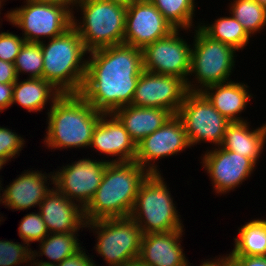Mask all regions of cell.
<instances>
[{
  "label": "cell",
  "instance_id": "obj_14",
  "mask_svg": "<svg viewBox=\"0 0 266 266\" xmlns=\"http://www.w3.org/2000/svg\"><path fill=\"white\" fill-rule=\"evenodd\" d=\"M190 148L182 121L173 115L163 126L136 144L135 162L150 174H161L158 165L161 159L181 155Z\"/></svg>",
  "mask_w": 266,
  "mask_h": 266
},
{
  "label": "cell",
  "instance_id": "obj_40",
  "mask_svg": "<svg viewBox=\"0 0 266 266\" xmlns=\"http://www.w3.org/2000/svg\"><path fill=\"white\" fill-rule=\"evenodd\" d=\"M38 3H48V4H74L76 0H31Z\"/></svg>",
  "mask_w": 266,
  "mask_h": 266
},
{
  "label": "cell",
  "instance_id": "obj_10",
  "mask_svg": "<svg viewBox=\"0 0 266 266\" xmlns=\"http://www.w3.org/2000/svg\"><path fill=\"white\" fill-rule=\"evenodd\" d=\"M176 115L182 121L191 147L197 148L202 143H210L214 148L221 146L230 121L201 92L188 91Z\"/></svg>",
  "mask_w": 266,
  "mask_h": 266
},
{
  "label": "cell",
  "instance_id": "obj_30",
  "mask_svg": "<svg viewBox=\"0 0 266 266\" xmlns=\"http://www.w3.org/2000/svg\"><path fill=\"white\" fill-rule=\"evenodd\" d=\"M18 78L21 74L27 78H42L43 55L40 43L25 42L14 62Z\"/></svg>",
  "mask_w": 266,
  "mask_h": 266
},
{
  "label": "cell",
  "instance_id": "obj_34",
  "mask_svg": "<svg viewBox=\"0 0 266 266\" xmlns=\"http://www.w3.org/2000/svg\"><path fill=\"white\" fill-rule=\"evenodd\" d=\"M25 39L13 32L0 31V59L14 63Z\"/></svg>",
  "mask_w": 266,
  "mask_h": 266
},
{
  "label": "cell",
  "instance_id": "obj_4",
  "mask_svg": "<svg viewBox=\"0 0 266 266\" xmlns=\"http://www.w3.org/2000/svg\"><path fill=\"white\" fill-rule=\"evenodd\" d=\"M43 55L42 78L62 94H80L88 51L72 26L60 36L40 43Z\"/></svg>",
  "mask_w": 266,
  "mask_h": 266
},
{
  "label": "cell",
  "instance_id": "obj_9",
  "mask_svg": "<svg viewBox=\"0 0 266 266\" xmlns=\"http://www.w3.org/2000/svg\"><path fill=\"white\" fill-rule=\"evenodd\" d=\"M85 229L95 234L93 250L99 254L97 257L102 256L106 266H122L138 259L143 233L131 217L86 222Z\"/></svg>",
  "mask_w": 266,
  "mask_h": 266
},
{
  "label": "cell",
  "instance_id": "obj_1",
  "mask_svg": "<svg viewBox=\"0 0 266 266\" xmlns=\"http://www.w3.org/2000/svg\"><path fill=\"white\" fill-rule=\"evenodd\" d=\"M143 71L142 49L120 44L90 51L80 95L95 110L112 114L131 105Z\"/></svg>",
  "mask_w": 266,
  "mask_h": 266
},
{
  "label": "cell",
  "instance_id": "obj_19",
  "mask_svg": "<svg viewBox=\"0 0 266 266\" xmlns=\"http://www.w3.org/2000/svg\"><path fill=\"white\" fill-rule=\"evenodd\" d=\"M185 229L142 236L138 260L145 266H188L182 246Z\"/></svg>",
  "mask_w": 266,
  "mask_h": 266
},
{
  "label": "cell",
  "instance_id": "obj_28",
  "mask_svg": "<svg viewBox=\"0 0 266 266\" xmlns=\"http://www.w3.org/2000/svg\"><path fill=\"white\" fill-rule=\"evenodd\" d=\"M150 1L175 29L193 30L194 28L199 27L200 22L194 20V17L196 16L195 12L198 7L197 2H195L197 0Z\"/></svg>",
  "mask_w": 266,
  "mask_h": 266
},
{
  "label": "cell",
  "instance_id": "obj_2",
  "mask_svg": "<svg viewBox=\"0 0 266 266\" xmlns=\"http://www.w3.org/2000/svg\"><path fill=\"white\" fill-rule=\"evenodd\" d=\"M101 113L80 94H62L46 113L43 146L52 152L90 147Z\"/></svg>",
  "mask_w": 266,
  "mask_h": 266
},
{
  "label": "cell",
  "instance_id": "obj_7",
  "mask_svg": "<svg viewBox=\"0 0 266 266\" xmlns=\"http://www.w3.org/2000/svg\"><path fill=\"white\" fill-rule=\"evenodd\" d=\"M163 176L162 173L150 174L137 193L130 217L143 235L185 229L178 204Z\"/></svg>",
  "mask_w": 266,
  "mask_h": 266
},
{
  "label": "cell",
  "instance_id": "obj_47",
  "mask_svg": "<svg viewBox=\"0 0 266 266\" xmlns=\"http://www.w3.org/2000/svg\"><path fill=\"white\" fill-rule=\"evenodd\" d=\"M0 204H1V202H0ZM2 213L0 212V225H1V222L3 221H5V219H3L4 218V216H3V214L1 215Z\"/></svg>",
  "mask_w": 266,
  "mask_h": 266
},
{
  "label": "cell",
  "instance_id": "obj_33",
  "mask_svg": "<svg viewBox=\"0 0 266 266\" xmlns=\"http://www.w3.org/2000/svg\"><path fill=\"white\" fill-rule=\"evenodd\" d=\"M25 140L23 135L17 134L15 130L0 125V160L7 164L11 160L14 161L26 146Z\"/></svg>",
  "mask_w": 266,
  "mask_h": 266
},
{
  "label": "cell",
  "instance_id": "obj_15",
  "mask_svg": "<svg viewBox=\"0 0 266 266\" xmlns=\"http://www.w3.org/2000/svg\"><path fill=\"white\" fill-rule=\"evenodd\" d=\"M187 92L186 83L179 77L143 71L131 105L162 108L176 115Z\"/></svg>",
  "mask_w": 266,
  "mask_h": 266
},
{
  "label": "cell",
  "instance_id": "obj_11",
  "mask_svg": "<svg viewBox=\"0 0 266 266\" xmlns=\"http://www.w3.org/2000/svg\"><path fill=\"white\" fill-rule=\"evenodd\" d=\"M189 30L175 29L164 38L158 39L142 49L143 70L156 74L188 80L192 44L183 37ZM189 42V43H188Z\"/></svg>",
  "mask_w": 266,
  "mask_h": 266
},
{
  "label": "cell",
  "instance_id": "obj_18",
  "mask_svg": "<svg viewBox=\"0 0 266 266\" xmlns=\"http://www.w3.org/2000/svg\"><path fill=\"white\" fill-rule=\"evenodd\" d=\"M89 149L99 152V156L104 154V161L112 163L135 161L136 144L113 114H103L101 116L93 131ZM109 157H112V159H109ZM106 158L109 160H106Z\"/></svg>",
  "mask_w": 266,
  "mask_h": 266
},
{
  "label": "cell",
  "instance_id": "obj_12",
  "mask_svg": "<svg viewBox=\"0 0 266 266\" xmlns=\"http://www.w3.org/2000/svg\"><path fill=\"white\" fill-rule=\"evenodd\" d=\"M71 160L53 170L54 187L66 198L80 205L83 209L89 204L100 183L109 163L101 157Z\"/></svg>",
  "mask_w": 266,
  "mask_h": 266
},
{
  "label": "cell",
  "instance_id": "obj_13",
  "mask_svg": "<svg viewBox=\"0 0 266 266\" xmlns=\"http://www.w3.org/2000/svg\"><path fill=\"white\" fill-rule=\"evenodd\" d=\"M203 153L199 158L200 164L202 163V169H205L203 171L209 176L213 193L218 196H226L241 187L240 185L252 178L256 170L257 165L250 158L220 146L209 147Z\"/></svg>",
  "mask_w": 266,
  "mask_h": 266
},
{
  "label": "cell",
  "instance_id": "obj_39",
  "mask_svg": "<svg viewBox=\"0 0 266 266\" xmlns=\"http://www.w3.org/2000/svg\"><path fill=\"white\" fill-rule=\"evenodd\" d=\"M188 266H194V265L193 263L189 262ZM196 266H234V265L229 254L226 253V255L222 254L215 257H210L209 259L206 260L204 259L201 261L199 265Z\"/></svg>",
  "mask_w": 266,
  "mask_h": 266
},
{
  "label": "cell",
  "instance_id": "obj_31",
  "mask_svg": "<svg viewBox=\"0 0 266 266\" xmlns=\"http://www.w3.org/2000/svg\"><path fill=\"white\" fill-rule=\"evenodd\" d=\"M34 211L24 215L17 230L19 237L29 247H31V243L40 242L49 234L40 212Z\"/></svg>",
  "mask_w": 266,
  "mask_h": 266
},
{
  "label": "cell",
  "instance_id": "obj_22",
  "mask_svg": "<svg viewBox=\"0 0 266 266\" xmlns=\"http://www.w3.org/2000/svg\"><path fill=\"white\" fill-rule=\"evenodd\" d=\"M248 121L230 122L220 147L250 158L258 165L266 151V122L253 128Z\"/></svg>",
  "mask_w": 266,
  "mask_h": 266
},
{
  "label": "cell",
  "instance_id": "obj_25",
  "mask_svg": "<svg viewBox=\"0 0 266 266\" xmlns=\"http://www.w3.org/2000/svg\"><path fill=\"white\" fill-rule=\"evenodd\" d=\"M79 236V232L49 233L39 242L38 251L37 249L31 251L32 260L43 264L58 265L84 247ZM43 256H46L47 260H44ZM40 257L42 260H39Z\"/></svg>",
  "mask_w": 266,
  "mask_h": 266
},
{
  "label": "cell",
  "instance_id": "obj_38",
  "mask_svg": "<svg viewBox=\"0 0 266 266\" xmlns=\"http://www.w3.org/2000/svg\"><path fill=\"white\" fill-rule=\"evenodd\" d=\"M234 266H266V256H230Z\"/></svg>",
  "mask_w": 266,
  "mask_h": 266
},
{
  "label": "cell",
  "instance_id": "obj_6",
  "mask_svg": "<svg viewBox=\"0 0 266 266\" xmlns=\"http://www.w3.org/2000/svg\"><path fill=\"white\" fill-rule=\"evenodd\" d=\"M189 32L193 42L187 91L201 92L209 86L232 81L238 51L211 39L199 27L189 29Z\"/></svg>",
  "mask_w": 266,
  "mask_h": 266
},
{
  "label": "cell",
  "instance_id": "obj_46",
  "mask_svg": "<svg viewBox=\"0 0 266 266\" xmlns=\"http://www.w3.org/2000/svg\"><path fill=\"white\" fill-rule=\"evenodd\" d=\"M256 1L266 8V0H256Z\"/></svg>",
  "mask_w": 266,
  "mask_h": 266
},
{
  "label": "cell",
  "instance_id": "obj_17",
  "mask_svg": "<svg viewBox=\"0 0 266 266\" xmlns=\"http://www.w3.org/2000/svg\"><path fill=\"white\" fill-rule=\"evenodd\" d=\"M44 170H33V168L22 171L9 185L1 187V206L11 211H27L31 208H39L46 195L54 187L53 171L43 173ZM49 180V181H48ZM51 181V183H50ZM2 192V193H1Z\"/></svg>",
  "mask_w": 266,
  "mask_h": 266
},
{
  "label": "cell",
  "instance_id": "obj_36",
  "mask_svg": "<svg viewBox=\"0 0 266 266\" xmlns=\"http://www.w3.org/2000/svg\"><path fill=\"white\" fill-rule=\"evenodd\" d=\"M14 83H0V113L12 106Z\"/></svg>",
  "mask_w": 266,
  "mask_h": 266
},
{
  "label": "cell",
  "instance_id": "obj_43",
  "mask_svg": "<svg viewBox=\"0 0 266 266\" xmlns=\"http://www.w3.org/2000/svg\"><path fill=\"white\" fill-rule=\"evenodd\" d=\"M8 0H0V28H2V22H3V17L1 18V14H3V13H1V11H2V9L4 8L3 6H4V4L6 5V2H7ZM1 30V29H0Z\"/></svg>",
  "mask_w": 266,
  "mask_h": 266
},
{
  "label": "cell",
  "instance_id": "obj_42",
  "mask_svg": "<svg viewBox=\"0 0 266 266\" xmlns=\"http://www.w3.org/2000/svg\"><path fill=\"white\" fill-rule=\"evenodd\" d=\"M122 266H145L138 259L124 263Z\"/></svg>",
  "mask_w": 266,
  "mask_h": 266
},
{
  "label": "cell",
  "instance_id": "obj_20",
  "mask_svg": "<svg viewBox=\"0 0 266 266\" xmlns=\"http://www.w3.org/2000/svg\"><path fill=\"white\" fill-rule=\"evenodd\" d=\"M37 210L49 233L81 232L86 228L84 209L55 187H52Z\"/></svg>",
  "mask_w": 266,
  "mask_h": 266
},
{
  "label": "cell",
  "instance_id": "obj_23",
  "mask_svg": "<svg viewBox=\"0 0 266 266\" xmlns=\"http://www.w3.org/2000/svg\"><path fill=\"white\" fill-rule=\"evenodd\" d=\"M138 144L146 136L163 126L173 114L162 108H149L127 105L112 113Z\"/></svg>",
  "mask_w": 266,
  "mask_h": 266
},
{
  "label": "cell",
  "instance_id": "obj_16",
  "mask_svg": "<svg viewBox=\"0 0 266 266\" xmlns=\"http://www.w3.org/2000/svg\"><path fill=\"white\" fill-rule=\"evenodd\" d=\"M174 30L150 0H137L127 7L123 44L143 49Z\"/></svg>",
  "mask_w": 266,
  "mask_h": 266
},
{
  "label": "cell",
  "instance_id": "obj_27",
  "mask_svg": "<svg viewBox=\"0 0 266 266\" xmlns=\"http://www.w3.org/2000/svg\"><path fill=\"white\" fill-rule=\"evenodd\" d=\"M229 256H266V218H253L237 228Z\"/></svg>",
  "mask_w": 266,
  "mask_h": 266
},
{
  "label": "cell",
  "instance_id": "obj_8",
  "mask_svg": "<svg viewBox=\"0 0 266 266\" xmlns=\"http://www.w3.org/2000/svg\"><path fill=\"white\" fill-rule=\"evenodd\" d=\"M4 14V21L22 31L25 42L41 43L72 27L74 4H48L23 0ZM43 37V38H42Z\"/></svg>",
  "mask_w": 266,
  "mask_h": 266
},
{
  "label": "cell",
  "instance_id": "obj_35",
  "mask_svg": "<svg viewBox=\"0 0 266 266\" xmlns=\"http://www.w3.org/2000/svg\"><path fill=\"white\" fill-rule=\"evenodd\" d=\"M93 258L94 255H89L88 250L82 247L78 252L67 257L56 266H97Z\"/></svg>",
  "mask_w": 266,
  "mask_h": 266
},
{
  "label": "cell",
  "instance_id": "obj_26",
  "mask_svg": "<svg viewBox=\"0 0 266 266\" xmlns=\"http://www.w3.org/2000/svg\"><path fill=\"white\" fill-rule=\"evenodd\" d=\"M227 15L216 17L210 23L199 20V28L211 39L231 46L238 53L240 50L242 52L249 45L251 37L230 12Z\"/></svg>",
  "mask_w": 266,
  "mask_h": 266
},
{
  "label": "cell",
  "instance_id": "obj_3",
  "mask_svg": "<svg viewBox=\"0 0 266 266\" xmlns=\"http://www.w3.org/2000/svg\"><path fill=\"white\" fill-rule=\"evenodd\" d=\"M149 175L135 161L109 162L102 182L84 208L86 222L130 217L137 193Z\"/></svg>",
  "mask_w": 266,
  "mask_h": 266
},
{
  "label": "cell",
  "instance_id": "obj_37",
  "mask_svg": "<svg viewBox=\"0 0 266 266\" xmlns=\"http://www.w3.org/2000/svg\"><path fill=\"white\" fill-rule=\"evenodd\" d=\"M17 80L14 63L0 59V83H15Z\"/></svg>",
  "mask_w": 266,
  "mask_h": 266
},
{
  "label": "cell",
  "instance_id": "obj_44",
  "mask_svg": "<svg viewBox=\"0 0 266 266\" xmlns=\"http://www.w3.org/2000/svg\"><path fill=\"white\" fill-rule=\"evenodd\" d=\"M29 266H56V265H51V264H43L40 262H34L32 259L30 261V265Z\"/></svg>",
  "mask_w": 266,
  "mask_h": 266
},
{
  "label": "cell",
  "instance_id": "obj_41",
  "mask_svg": "<svg viewBox=\"0 0 266 266\" xmlns=\"http://www.w3.org/2000/svg\"><path fill=\"white\" fill-rule=\"evenodd\" d=\"M109 1H111L112 3H116L119 5L125 6L127 8L137 0H109Z\"/></svg>",
  "mask_w": 266,
  "mask_h": 266
},
{
  "label": "cell",
  "instance_id": "obj_45",
  "mask_svg": "<svg viewBox=\"0 0 266 266\" xmlns=\"http://www.w3.org/2000/svg\"><path fill=\"white\" fill-rule=\"evenodd\" d=\"M6 162H4L3 160H0V170L1 169H3L4 168V166H6ZM1 172V171H0ZM3 180H2V178L0 177V189H1V187L3 186V182H2Z\"/></svg>",
  "mask_w": 266,
  "mask_h": 266
},
{
  "label": "cell",
  "instance_id": "obj_29",
  "mask_svg": "<svg viewBox=\"0 0 266 266\" xmlns=\"http://www.w3.org/2000/svg\"><path fill=\"white\" fill-rule=\"evenodd\" d=\"M227 7L251 38L266 29V8L256 0H232Z\"/></svg>",
  "mask_w": 266,
  "mask_h": 266
},
{
  "label": "cell",
  "instance_id": "obj_24",
  "mask_svg": "<svg viewBox=\"0 0 266 266\" xmlns=\"http://www.w3.org/2000/svg\"><path fill=\"white\" fill-rule=\"evenodd\" d=\"M20 79L18 78L14 83L12 105L17 104V106L27 109L26 111L29 113L43 112L45 108L48 112L54 102L62 95L43 78H26L23 81Z\"/></svg>",
  "mask_w": 266,
  "mask_h": 266
},
{
  "label": "cell",
  "instance_id": "obj_21",
  "mask_svg": "<svg viewBox=\"0 0 266 266\" xmlns=\"http://www.w3.org/2000/svg\"><path fill=\"white\" fill-rule=\"evenodd\" d=\"M245 82L237 80L220 83L205 88L201 93L209 100L214 108L230 122L246 121L242 117L251 99L255 95ZM254 96V97H253Z\"/></svg>",
  "mask_w": 266,
  "mask_h": 266
},
{
  "label": "cell",
  "instance_id": "obj_32",
  "mask_svg": "<svg viewBox=\"0 0 266 266\" xmlns=\"http://www.w3.org/2000/svg\"><path fill=\"white\" fill-rule=\"evenodd\" d=\"M32 248L23 241L0 240V266H29ZM23 264V265H22Z\"/></svg>",
  "mask_w": 266,
  "mask_h": 266
},
{
  "label": "cell",
  "instance_id": "obj_5",
  "mask_svg": "<svg viewBox=\"0 0 266 266\" xmlns=\"http://www.w3.org/2000/svg\"><path fill=\"white\" fill-rule=\"evenodd\" d=\"M72 10V26L88 52L123 44L127 11L125 6L109 0H76ZM74 10L81 12L79 19Z\"/></svg>",
  "mask_w": 266,
  "mask_h": 266
}]
</instances>
